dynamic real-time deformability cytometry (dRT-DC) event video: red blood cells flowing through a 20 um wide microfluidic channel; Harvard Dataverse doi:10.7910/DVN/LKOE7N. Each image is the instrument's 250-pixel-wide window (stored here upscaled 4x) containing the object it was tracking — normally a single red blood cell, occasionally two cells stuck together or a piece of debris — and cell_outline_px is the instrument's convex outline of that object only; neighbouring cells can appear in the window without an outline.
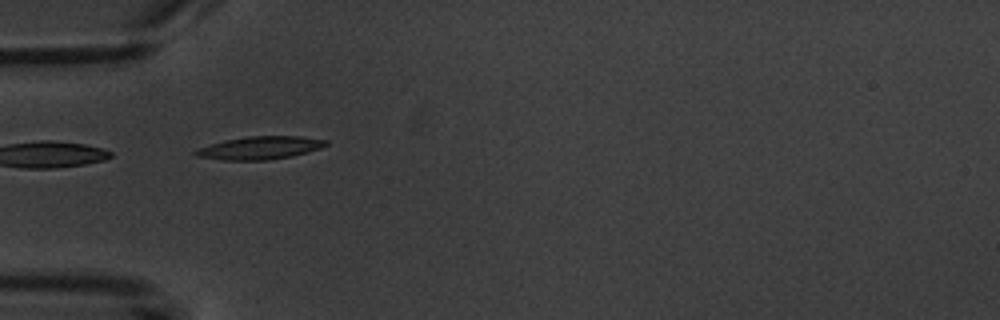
{"species": "common noctule bat (a hibernating species)", "species_latin": "Nyctalus noctula", "temperature_condition": "warm", "stored_images_in_passage": 3, "camera_frame_rate_fps": 3000, "um_per_image_px": 0.085, "animal": {"sex": "male", "body_mass_g": 20.1, "forearm_length_mm": 53.5}, "frame": {"image": 1, "passage_image": 1, "time_ms": 0.0, "image_size_px": [1000, 320], "cell_outline_px": [[328, 144], [320, 148], [292, 156], [268, 160], [224, 160], [196, 156], [192, 152], [200, 148], [224, 140], [248, 136], [300, 136], [328, 140]], "centroid_in_image_um": [22.11, 12.56], "position_along_channel_um": 62.9, "area_um2": 17.28}}
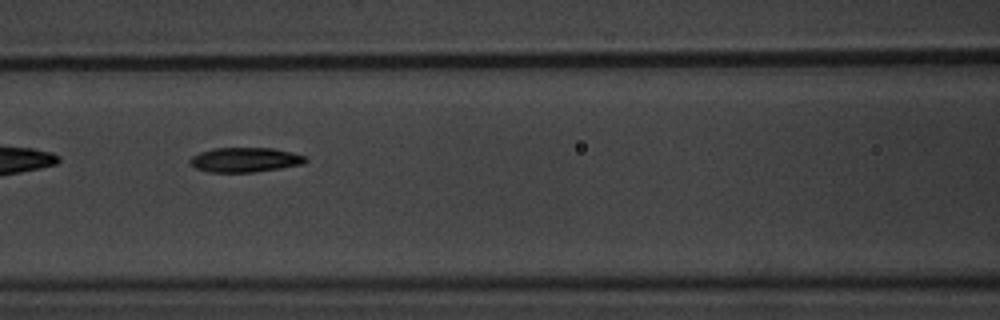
{"frame": {"image": 2, "passage_image": 3, "time_ms": 2.333, "image_size_px": [1000, 320], "cell_outline_px": [[308, 160], [304, 164], [280, 168], [252, 172], [208, 172], [196, 168], [188, 160], [192, 156], [200, 152], [212, 148], [272, 148], [292, 152], [308, 156]], "centroid_in_image_um": [20.86, 13.58], "position_along_channel_um": 145.7, "area_um2": 16.65}}